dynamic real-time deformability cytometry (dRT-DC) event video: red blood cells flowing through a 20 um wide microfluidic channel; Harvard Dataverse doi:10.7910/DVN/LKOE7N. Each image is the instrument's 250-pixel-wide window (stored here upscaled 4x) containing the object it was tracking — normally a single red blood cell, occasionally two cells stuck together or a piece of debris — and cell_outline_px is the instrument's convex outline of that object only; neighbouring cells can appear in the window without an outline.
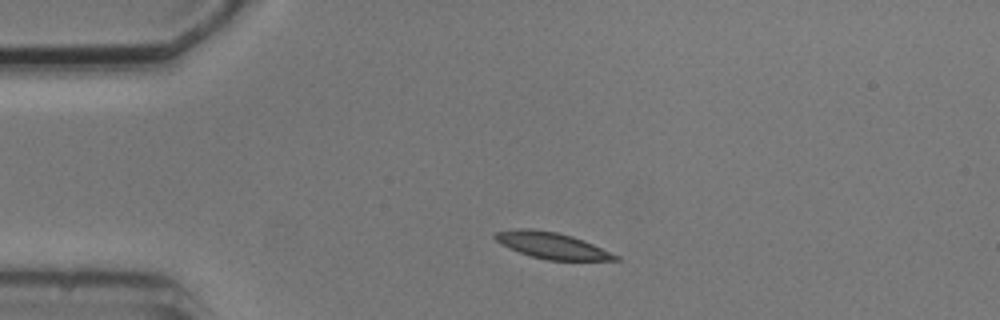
{"species": "common noctule bat (a hibernating species)", "species_latin": "Nyctalus noctula", "temperature_condition": "cold", "stored_images_in_passage": 2, "camera_frame_rate_fps": 3000, "um_per_image_px": 0.085, "animal": {"sex": "male", "body_mass_g": 20.5, "forearm_length_mm": 52.5}, "frame": {"image": 1, "passage_image": 1, "time_ms": 0.0, "image_size_px": [1000, 320], "cell_outline_px": [[620, 260], [548, 260], [532, 256], [508, 248], [500, 244], [492, 236], [496, 232], [516, 228], [528, 228], [556, 232], [572, 236], [584, 240], [620, 256]], "centroid_in_image_um": [46.9, 20.86], "position_along_channel_um": 38.1, "area_um2": 18.38}}